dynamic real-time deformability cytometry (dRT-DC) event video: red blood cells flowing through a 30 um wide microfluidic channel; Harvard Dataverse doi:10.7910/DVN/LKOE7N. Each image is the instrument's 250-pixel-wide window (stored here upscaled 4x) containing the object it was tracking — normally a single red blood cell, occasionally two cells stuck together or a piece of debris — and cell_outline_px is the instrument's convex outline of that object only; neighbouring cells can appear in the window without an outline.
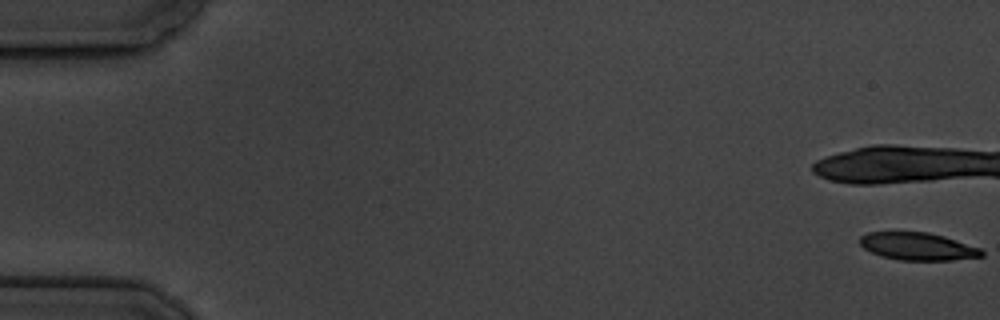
{"species": "common noctule bat (a hibernating species)", "species_latin": "Nyctalus noctula", "temperature_condition": "cold", "stored_images_in_passage": 7, "camera_frame_rate_fps": 3000, "um_per_image_px": 0.085, "animal": {"sex": "male", "body_mass_g": 19.5, "forearm_length_mm": 54.6}, "frame": {"image": 1, "passage_image": 1, "time_ms": 0.0, "image_size_px": [1000, 320], "cell_outline_px": [[984, 256], [952, 260], [900, 260], [880, 256], [864, 248], [860, 244], [860, 236], [868, 232], [928, 232], [944, 236], [980, 248], [984, 252]], "centroid_in_image_um": [78.01, 20.94], "position_along_channel_um": 7.0, "area_um2": 19.54}}